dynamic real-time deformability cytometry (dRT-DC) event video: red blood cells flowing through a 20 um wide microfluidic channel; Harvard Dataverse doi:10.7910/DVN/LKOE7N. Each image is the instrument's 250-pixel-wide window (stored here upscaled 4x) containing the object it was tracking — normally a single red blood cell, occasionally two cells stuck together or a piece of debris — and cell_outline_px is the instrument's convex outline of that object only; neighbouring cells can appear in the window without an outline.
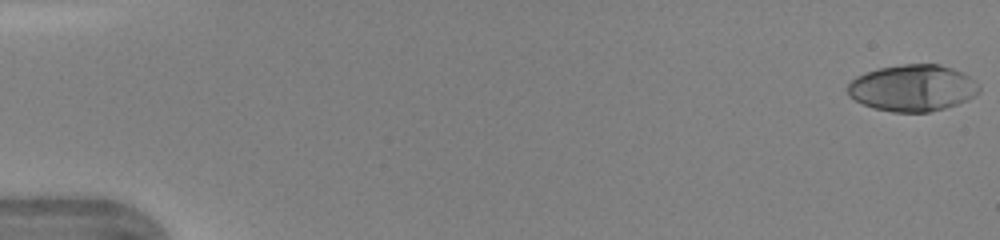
{"species": "human", "species_latin": "Homo sapiens", "temperature_condition": "warm", "stored_images_in_passage": 47, "camera_frame_rate_fps": 3000, "um_per_image_px": 0.085, "donor": {"sex": "female"}, "frame": {"image": 1, "passage_image": 1, "time_ms": 0.0, "image_size_px": [1000, 240], "cell_outline_px": [[980, 92], [968, 100], [944, 108], [928, 112], [892, 112], [872, 108], [848, 96], [848, 84], [856, 76], [864, 72], [880, 68], [904, 64], [940, 64], [952, 68], [968, 76], [980, 84]], "centroid_in_image_um": [77.57, 7.48], "position_along_channel_um": 7.4, "area_um2": 35.72}}
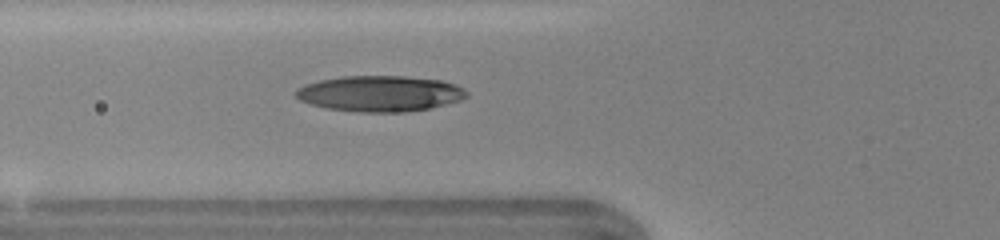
{"frame": {"image": 2, "passage_image": 18, "time_ms": 5.667, "image_size_px": [1000, 240], "cell_outline_px": [[468, 96], [460, 100], [432, 108], [404, 112], [360, 112], [324, 108], [300, 100], [296, 96], [296, 88], [304, 84], [320, 80], [344, 76], [404, 76], [440, 80], [456, 84], [464, 88], [468, 92]], "centroid_in_image_um": [32.31, 7.95], "position_along_channel_um": 93.5, "area_um2": 35.78}}
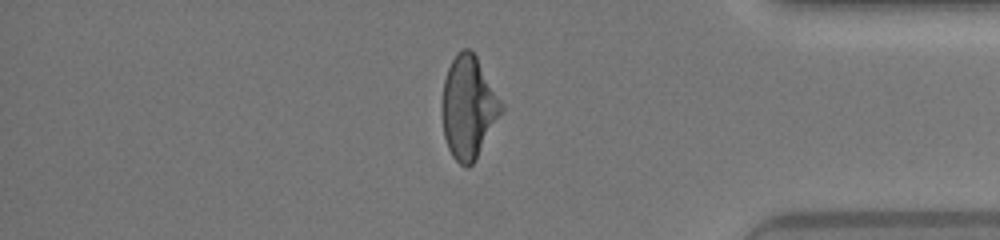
{"frame": {"image": 3, "passage_image": 40, "time_ms": 13.0, "image_size_px": [1000, 240], "cell_outline_px": [[504, 112], [476, 160], [468, 168], [460, 164], [452, 156], [448, 148], [444, 136], [440, 112], [440, 104], [444, 80], [448, 68], [452, 60], [464, 48], [468, 48], [476, 56], [504, 104]], "centroid_in_image_um": [39.82, 9.17], "position_along_channel_um": 395.4, "area_um2": 36.01}, "authors_computed_cell_mechanics": {"area_um2": 35.3158, "velocity_mm_per_s": 4.3889, "shape_relaxation_time_tau1_ms": 3.4211, "shape_relaxation_time_tau2_ms": 2.1108, "deformation_change_tau1": 0.1972, "deformation_change_tau2": 0.0815}}